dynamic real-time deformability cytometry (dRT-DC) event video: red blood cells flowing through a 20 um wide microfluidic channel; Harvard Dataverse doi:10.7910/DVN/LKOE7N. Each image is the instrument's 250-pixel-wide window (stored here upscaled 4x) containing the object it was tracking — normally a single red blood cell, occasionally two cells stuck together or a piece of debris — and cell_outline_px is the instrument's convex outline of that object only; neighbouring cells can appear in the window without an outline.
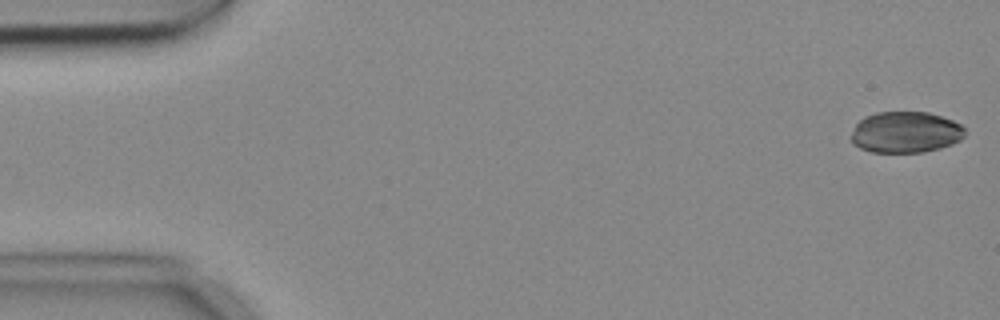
{"species": "common noctule bat (a hibernating species)", "species_latin": "Nyctalus noctula", "temperature_condition": "cold", "stored_images_in_passage": 5, "camera_frame_rate_fps": 3000, "um_per_image_px": 0.085, "animal": {"sex": "female", "body_mass_g": 18.4}, "frame": {"image": 1, "passage_image": 1, "time_ms": 0.0, "image_size_px": [1000, 320], "cell_outline_px": [[964, 136], [960, 140], [952, 144], [940, 148], [924, 152], [872, 152], [860, 148], [852, 144], [852, 132], [856, 124], [864, 116], [876, 112], [928, 112], [952, 120], [960, 124], [964, 128]], "centroid_in_image_um": [76.96, 11.24], "position_along_channel_um": 8.0, "area_um2": 27.34}}
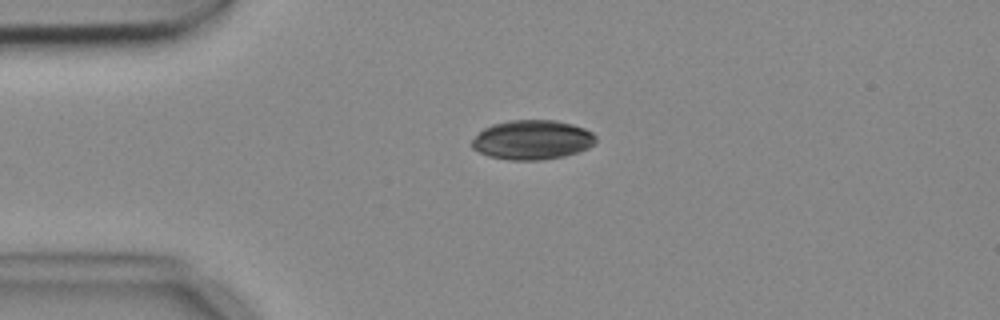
{"frame": {"image": 2, "passage_image": 4, "time_ms": 1.0, "image_size_px": [1000, 320], "cell_outline_px": [[596, 140], [588, 148], [564, 156], [540, 160], [508, 160], [488, 156], [472, 148], [472, 140], [484, 128], [492, 124], [508, 120], [556, 120], [572, 124], [584, 128], [592, 132], [596, 136]], "centroid_in_image_um": [45.23, 11.88], "position_along_channel_um": 39.8, "area_um2": 28.44}}